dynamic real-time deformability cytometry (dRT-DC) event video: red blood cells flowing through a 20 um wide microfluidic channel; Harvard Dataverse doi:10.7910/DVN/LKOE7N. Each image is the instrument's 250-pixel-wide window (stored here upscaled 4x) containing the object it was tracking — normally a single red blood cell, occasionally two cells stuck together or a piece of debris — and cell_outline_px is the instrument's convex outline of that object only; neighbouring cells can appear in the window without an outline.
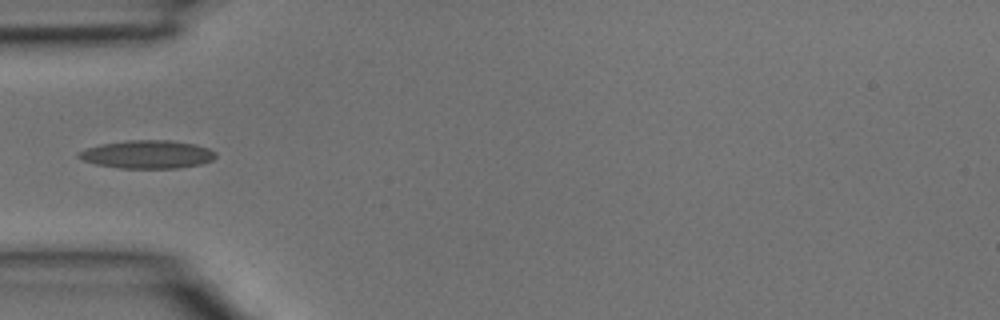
{"species": "common noctule bat (a hibernating species)", "species_latin": "Nyctalus noctula", "temperature_condition": "room temperature", "stored_images_in_passage": 4, "camera_frame_rate_fps": 3000, "um_per_image_px": 0.085, "animal": {"sex": "male", "body_mass_g": 15.6}, "frame": {"image": 1, "passage_image": 4, "time_ms": 1.0, "image_size_px": [1000, 320], "cell_outline_px": [[216, 156], [212, 160], [200, 164], [176, 168], [120, 168], [96, 164], [84, 160], [76, 156], [76, 152], [100, 144], [128, 140], [168, 140], [196, 144], [208, 148], [216, 152]], "centroid_in_image_um": [12.52, 13.12], "position_along_channel_um": 72.5, "area_um2": 22.43}}